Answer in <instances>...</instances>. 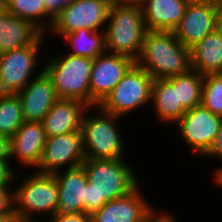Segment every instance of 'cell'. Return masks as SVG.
<instances>
[{"label": "cell", "mask_w": 222, "mask_h": 222, "mask_svg": "<svg viewBox=\"0 0 222 222\" xmlns=\"http://www.w3.org/2000/svg\"><path fill=\"white\" fill-rule=\"evenodd\" d=\"M201 105L222 117V73L204 75Z\"/></svg>", "instance_id": "cell-27"}, {"label": "cell", "mask_w": 222, "mask_h": 222, "mask_svg": "<svg viewBox=\"0 0 222 222\" xmlns=\"http://www.w3.org/2000/svg\"><path fill=\"white\" fill-rule=\"evenodd\" d=\"M11 163H0V188L10 187L18 180L17 172L13 171L14 167H11Z\"/></svg>", "instance_id": "cell-29"}, {"label": "cell", "mask_w": 222, "mask_h": 222, "mask_svg": "<svg viewBox=\"0 0 222 222\" xmlns=\"http://www.w3.org/2000/svg\"><path fill=\"white\" fill-rule=\"evenodd\" d=\"M153 80L149 73L134 63L98 106L107 113L123 117L150 105Z\"/></svg>", "instance_id": "cell-7"}, {"label": "cell", "mask_w": 222, "mask_h": 222, "mask_svg": "<svg viewBox=\"0 0 222 222\" xmlns=\"http://www.w3.org/2000/svg\"><path fill=\"white\" fill-rule=\"evenodd\" d=\"M47 222H91V218L86 213H77L68 216H60L56 213Z\"/></svg>", "instance_id": "cell-31"}, {"label": "cell", "mask_w": 222, "mask_h": 222, "mask_svg": "<svg viewBox=\"0 0 222 222\" xmlns=\"http://www.w3.org/2000/svg\"><path fill=\"white\" fill-rule=\"evenodd\" d=\"M6 5L7 12L29 21L47 35L54 18L48 13L44 0H6Z\"/></svg>", "instance_id": "cell-24"}, {"label": "cell", "mask_w": 222, "mask_h": 222, "mask_svg": "<svg viewBox=\"0 0 222 222\" xmlns=\"http://www.w3.org/2000/svg\"><path fill=\"white\" fill-rule=\"evenodd\" d=\"M135 63L153 79H167L192 69L190 49L173 31H147Z\"/></svg>", "instance_id": "cell-2"}, {"label": "cell", "mask_w": 222, "mask_h": 222, "mask_svg": "<svg viewBox=\"0 0 222 222\" xmlns=\"http://www.w3.org/2000/svg\"><path fill=\"white\" fill-rule=\"evenodd\" d=\"M110 4L107 0H69L54 17L47 33L54 37L86 28L92 31H104Z\"/></svg>", "instance_id": "cell-9"}, {"label": "cell", "mask_w": 222, "mask_h": 222, "mask_svg": "<svg viewBox=\"0 0 222 222\" xmlns=\"http://www.w3.org/2000/svg\"><path fill=\"white\" fill-rule=\"evenodd\" d=\"M10 158L17 160L21 166L37 169L46 141L45 131L41 122L24 121L10 138Z\"/></svg>", "instance_id": "cell-15"}, {"label": "cell", "mask_w": 222, "mask_h": 222, "mask_svg": "<svg viewBox=\"0 0 222 222\" xmlns=\"http://www.w3.org/2000/svg\"><path fill=\"white\" fill-rule=\"evenodd\" d=\"M7 11L6 0H0V15Z\"/></svg>", "instance_id": "cell-37"}, {"label": "cell", "mask_w": 222, "mask_h": 222, "mask_svg": "<svg viewBox=\"0 0 222 222\" xmlns=\"http://www.w3.org/2000/svg\"><path fill=\"white\" fill-rule=\"evenodd\" d=\"M23 122L21 102L17 94L0 93V135L10 138Z\"/></svg>", "instance_id": "cell-26"}, {"label": "cell", "mask_w": 222, "mask_h": 222, "mask_svg": "<svg viewBox=\"0 0 222 222\" xmlns=\"http://www.w3.org/2000/svg\"><path fill=\"white\" fill-rule=\"evenodd\" d=\"M221 120L222 117L199 105L186 111L176 126L186 146L193 153L204 156L215 140Z\"/></svg>", "instance_id": "cell-10"}, {"label": "cell", "mask_w": 222, "mask_h": 222, "mask_svg": "<svg viewBox=\"0 0 222 222\" xmlns=\"http://www.w3.org/2000/svg\"><path fill=\"white\" fill-rule=\"evenodd\" d=\"M177 86L178 103L188 111L201 105L204 75L191 69L190 71L168 78Z\"/></svg>", "instance_id": "cell-25"}, {"label": "cell", "mask_w": 222, "mask_h": 222, "mask_svg": "<svg viewBox=\"0 0 222 222\" xmlns=\"http://www.w3.org/2000/svg\"><path fill=\"white\" fill-rule=\"evenodd\" d=\"M219 27L222 29V7L219 14Z\"/></svg>", "instance_id": "cell-40"}, {"label": "cell", "mask_w": 222, "mask_h": 222, "mask_svg": "<svg viewBox=\"0 0 222 222\" xmlns=\"http://www.w3.org/2000/svg\"><path fill=\"white\" fill-rule=\"evenodd\" d=\"M135 63L129 57L105 51L93 59L90 75V107L98 106Z\"/></svg>", "instance_id": "cell-13"}, {"label": "cell", "mask_w": 222, "mask_h": 222, "mask_svg": "<svg viewBox=\"0 0 222 222\" xmlns=\"http://www.w3.org/2000/svg\"><path fill=\"white\" fill-rule=\"evenodd\" d=\"M205 158L222 160V120L218 130V133L215 137V140L209 149V151L203 156Z\"/></svg>", "instance_id": "cell-30"}, {"label": "cell", "mask_w": 222, "mask_h": 222, "mask_svg": "<svg viewBox=\"0 0 222 222\" xmlns=\"http://www.w3.org/2000/svg\"><path fill=\"white\" fill-rule=\"evenodd\" d=\"M69 0H44L48 13L54 18Z\"/></svg>", "instance_id": "cell-34"}, {"label": "cell", "mask_w": 222, "mask_h": 222, "mask_svg": "<svg viewBox=\"0 0 222 222\" xmlns=\"http://www.w3.org/2000/svg\"><path fill=\"white\" fill-rule=\"evenodd\" d=\"M56 56L46 59L43 71L52 81L58 98L77 100L90 107L89 81L93 59L66 53Z\"/></svg>", "instance_id": "cell-6"}, {"label": "cell", "mask_w": 222, "mask_h": 222, "mask_svg": "<svg viewBox=\"0 0 222 222\" xmlns=\"http://www.w3.org/2000/svg\"><path fill=\"white\" fill-rule=\"evenodd\" d=\"M43 33L9 12L0 15V53L32 45Z\"/></svg>", "instance_id": "cell-20"}, {"label": "cell", "mask_w": 222, "mask_h": 222, "mask_svg": "<svg viewBox=\"0 0 222 222\" xmlns=\"http://www.w3.org/2000/svg\"><path fill=\"white\" fill-rule=\"evenodd\" d=\"M191 67L201 75L222 73V29L217 27L190 48Z\"/></svg>", "instance_id": "cell-21"}, {"label": "cell", "mask_w": 222, "mask_h": 222, "mask_svg": "<svg viewBox=\"0 0 222 222\" xmlns=\"http://www.w3.org/2000/svg\"><path fill=\"white\" fill-rule=\"evenodd\" d=\"M213 172V181L215 180L214 182H216V186L218 185L222 187V166L219 167L218 165V167Z\"/></svg>", "instance_id": "cell-36"}, {"label": "cell", "mask_w": 222, "mask_h": 222, "mask_svg": "<svg viewBox=\"0 0 222 222\" xmlns=\"http://www.w3.org/2000/svg\"><path fill=\"white\" fill-rule=\"evenodd\" d=\"M110 6L113 5H136L140 4L141 0H107Z\"/></svg>", "instance_id": "cell-35"}, {"label": "cell", "mask_w": 222, "mask_h": 222, "mask_svg": "<svg viewBox=\"0 0 222 222\" xmlns=\"http://www.w3.org/2000/svg\"><path fill=\"white\" fill-rule=\"evenodd\" d=\"M0 222H17L16 218H0Z\"/></svg>", "instance_id": "cell-38"}, {"label": "cell", "mask_w": 222, "mask_h": 222, "mask_svg": "<svg viewBox=\"0 0 222 222\" xmlns=\"http://www.w3.org/2000/svg\"><path fill=\"white\" fill-rule=\"evenodd\" d=\"M62 38L64 43L69 48L71 47L70 53L68 52L71 55L95 59L106 51L104 31H92L82 28L65 34Z\"/></svg>", "instance_id": "cell-23"}, {"label": "cell", "mask_w": 222, "mask_h": 222, "mask_svg": "<svg viewBox=\"0 0 222 222\" xmlns=\"http://www.w3.org/2000/svg\"><path fill=\"white\" fill-rule=\"evenodd\" d=\"M85 160L81 130L46 137L36 172L53 174L61 171L65 165H69L67 169L81 166Z\"/></svg>", "instance_id": "cell-11"}, {"label": "cell", "mask_w": 222, "mask_h": 222, "mask_svg": "<svg viewBox=\"0 0 222 222\" xmlns=\"http://www.w3.org/2000/svg\"><path fill=\"white\" fill-rule=\"evenodd\" d=\"M153 208L139 184L129 194L106 202L90 218L91 222H142Z\"/></svg>", "instance_id": "cell-14"}, {"label": "cell", "mask_w": 222, "mask_h": 222, "mask_svg": "<svg viewBox=\"0 0 222 222\" xmlns=\"http://www.w3.org/2000/svg\"><path fill=\"white\" fill-rule=\"evenodd\" d=\"M189 0H141L147 31H174L184 16Z\"/></svg>", "instance_id": "cell-18"}, {"label": "cell", "mask_w": 222, "mask_h": 222, "mask_svg": "<svg viewBox=\"0 0 222 222\" xmlns=\"http://www.w3.org/2000/svg\"><path fill=\"white\" fill-rule=\"evenodd\" d=\"M16 94L21 102L24 121L41 122L59 99L52 81L44 71Z\"/></svg>", "instance_id": "cell-16"}, {"label": "cell", "mask_w": 222, "mask_h": 222, "mask_svg": "<svg viewBox=\"0 0 222 222\" xmlns=\"http://www.w3.org/2000/svg\"><path fill=\"white\" fill-rule=\"evenodd\" d=\"M46 36L42 34L32 45L0 53V93L16 94L43 72V68L37 73L34 70Z\"/></svg>", "instance_id": "cell-8"}, {"label": "cell", "mask_w": 222, "mask_h": 222, "mask_svg": "<svg viewBox=\"0 0 222 222\" xmlns=\"http://www.w3.org/2000/svg\"><path fill=\"white\" fill-rule=\"evenodd\" d=\"M198 1L213 2V3L219 4L220 6H222V0H198Z\"/></svg>", "instance_id": "cell-39"}, {"label": "cell", "mask_w": 222, "mask_h": 222, "mask_svg": "<svg viewBox=\"0 0 222 222\" xmlns=\"http://www.w3.org/2000/svg\"><path fill=\"white\" fill-rule=\"evenodd\" d=\"M0 218H15L13 186L0 188Z\"/></svg>", "instance_id": "cell-28"}, {"label": "cell", "mask_w": 222, "mask_h": 222, "mask_svg": "<svg viewBox=\"0 0 222 222\" xmlns=\"http://www.w3.org/2000/svg\"><path fill=\"white\" fill-rule=\"evenodd\" d=\"M95 108L97 112L93 111ZM93 109L88 107L81 120L85 159L124 158L127 146L124 145V138L116 123L122 117L107 113L99 106Z\"/></svg>", "instance_id": "cell-4"}, {"label": "cell", "mask_w": 222, "mask_h": 222, "mask_svg": "<svg viewBox=\"0 0 222 222\" xmlns=\"http://www.w3.org/2000/svg\"><path fill=\"white\" fill-rule=\"evenodd\" d=\"M158 211L159 210H155L154 208L142 222H179L166 210L162 211V209H160V212Z\"/></svg>", "instance_id": "cell-32"}, {"label": "cell", "mask_w": 222, "mask_h": 222, "mask_svg": "<svg viewBox=\"0 0 222 222\" xmlns=\"http://www.w3.org/2000/svg\"><path fill=\"white\" fill-rule=\"evenodd\" d=\"M65 169V172L63 171ZM54 174L58 187V210L60 216L84 213V200L88 178L83 165L57 171Z\"/></svg>", "instance_id": "cell-17"}, {"label": "cell", "mask_w": 222, "mask_h": 222, "mask_svg": "<svg viewBox=\"0 0 222 222\" xmlns=\"http://www.w3.org/2000/svg\"><path fill=\"white\" fill-rule=\"evenodd\" d=\"M10 140L0 135V163H10Z\"/></svg>", "instance_id": "cell-33"}, {"label": "cell", "mask_w": 222, "mask_h": 222, "mask_svg": "<svg viewBox=\"0 0 222 222\" xmlns=\"http://www.w3.org/2000/svg\"><path fill=\"white\" fill-rule=\"evenodd\" d=\"M221 7L213 2L189 0L180 24L173 31L176 38L190 49L219 27Z\"/></svg>", "instance_id": "cell-12"}, {"label": "cell", "mask_w": 222, "mask_h": 222, "mask_svg": "<svg viewBox=\"0 0 222 222\" xmlns=\"http://www.w3.org/2000/svg\"><path fill=\"white\" fill-rule=\"evenodd\" d=\"M32 172L14 188V215L17 222H43L36 217L43 213L46 217L49 215L47 222L58 210V187L54 174Z\"/></svg>", "instance_id": "cell-5"}, {"label": "cell", "mask_w": 222, "mask_h": 222, "mask_svg": "<svg viewBox=\"0 0 222 222\" xmlns=\"http://www.w3.org/2000/svg\"><path fill=\"white\" fill-rule=\"evenodd\" d=\"M83 167L88 178L84 213L91 215L106 202L132 192L140 183L135 168L122 159H86ZM130 165V166H129Z\"/></svg>", "instance_id": "cell-1"}, {"label": "cell", "mask_w": 222, "mask_h": 222, "mask_svg": "<svg viewBox=\"0 0 222 222\" xmlns=\"http://www.w3.org/2000/svg\"><path fill=\"white\" fill-rule=\"evenodd\" d=\"M87 108L77 100L58 99L41 121L46 137L81 130V120Z\"/></svg>", "instance_id": "cell-19"}, {"label": "cell", "mask_w": 222, "mask_h": 222, "mask_svg": "<svg viewBox=\"0 0 222 222\" xmlns=\"http://www.w3.org/2000/svg\"><path fill=\"white\" fill-rule=\"evenodd\" d=\"M151 104L159 122L176 124L186 110L178 103L177 86L167 79H154Z\"/></svg>", "instance_id": "cell-22"}, {"label": "cell", "mask_w": 222, "mask_h": 222, "mask_svg": "<svg viewBox=\"0 0 222 222\" xmlns=\"http://www.w3.org/2000/svg\"><path fill=\"white\" fill-rule=\"evenodd\" d=\"M146 32L140 4L110 6L104 29L105 50L136 61Z\"/></svg>", "instance_id": "cell-3"}]
</instances>
